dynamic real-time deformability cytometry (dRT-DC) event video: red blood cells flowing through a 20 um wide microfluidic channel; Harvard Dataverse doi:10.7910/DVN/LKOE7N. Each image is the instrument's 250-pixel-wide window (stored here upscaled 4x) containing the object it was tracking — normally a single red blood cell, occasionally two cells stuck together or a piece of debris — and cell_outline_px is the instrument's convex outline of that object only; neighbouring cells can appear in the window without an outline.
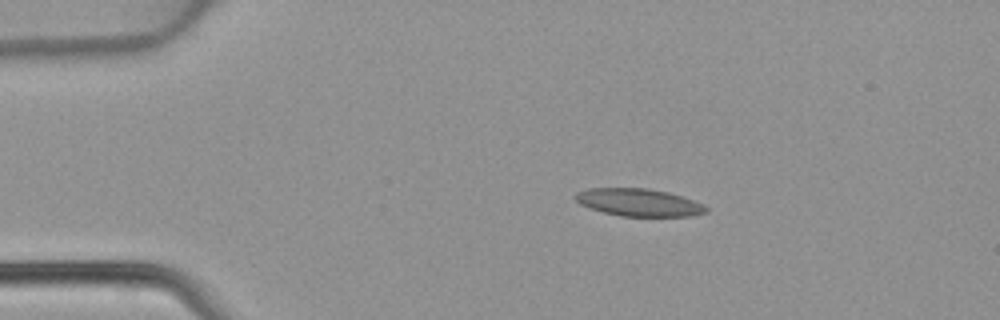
{"species": "common noctule bat (a hibernating species)", "species_latin": "Nyctalus noctula", "temperature_condition": "warm", "stored_images_in_passage": 39, "camera_frame_rate_fps": 3000, "um_per_image_px": 0.085, "animal": {"sex": "female", "body_mass_g": 22.7, "forearm_length_mm": 54.2}, "frame": {"image": 1, "passage_image": 1, "time_ms": 0.0, "image_size_px": [1000, 320], "cell_outline_px": [[708, 212], [688, 216], [620, 216], [604, 212], [580, 204], [572, 196], [576, 192], [588, 188], [648, 188], [668, 192], [704, 204], [708, 208]], "centroid_in_image_um": [54.28, 17.2], "position_along_channel_um": 30.7, "area_um2": 20.92}}
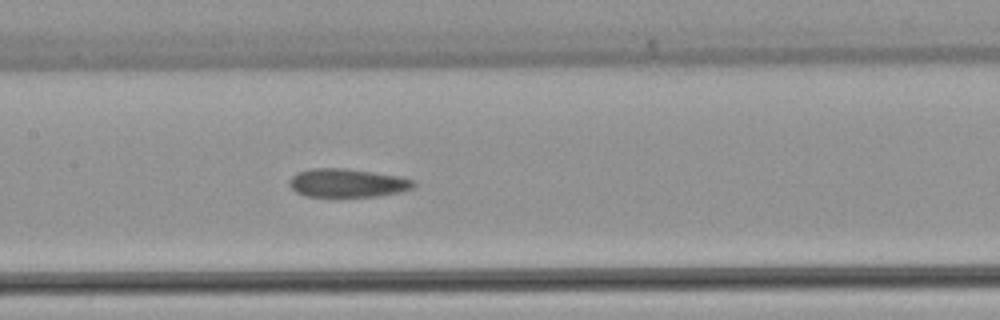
{"frame": {"image": 2, "passage_image": 15, "time_ms": 4.667, "image_size_px": [1000, 320], "cell_outline_px": [[416, 184], [412, 188], [400, 192], [376, 196], [308, 196], [296, 192], [288, 184], [288, 180], [296, 172], [312, 168], [348, 168], [400, 176], [416, 180]], "centroid_in_image_um": [29.53, 15.53], "position_along_channel_um": 177.9, "area_um2": 20.75}}
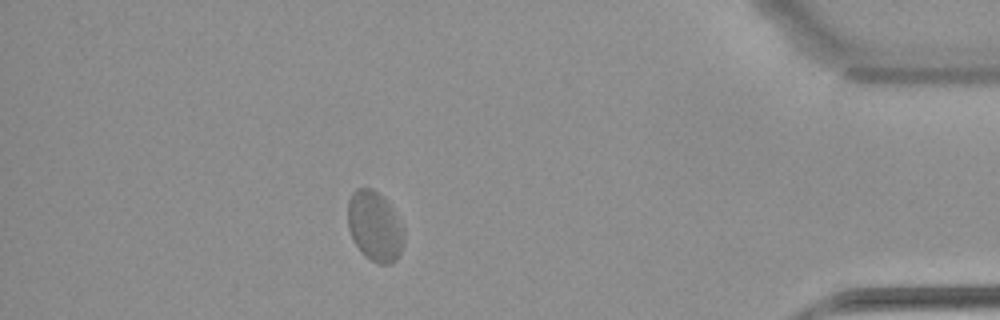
{"frame": {"image": 3, "passage_image": 34, "time_ms": 11.0, "image_size_px": [1000, 320], "cell_outline_px": [[404, 240], [400, 252], [396, 260], [392, 264], [380, 264], [364, 256], [360, 252], [352, 240], [348, 228], [348, 200], [352, 192], [356, 188], [372, 188], [384, 196], [392, 208], [404, 228]], "centroid_in_image_um": [31.84, 19.23], "position_along_channel_um": 403.4, "area_um2": 23.24}}